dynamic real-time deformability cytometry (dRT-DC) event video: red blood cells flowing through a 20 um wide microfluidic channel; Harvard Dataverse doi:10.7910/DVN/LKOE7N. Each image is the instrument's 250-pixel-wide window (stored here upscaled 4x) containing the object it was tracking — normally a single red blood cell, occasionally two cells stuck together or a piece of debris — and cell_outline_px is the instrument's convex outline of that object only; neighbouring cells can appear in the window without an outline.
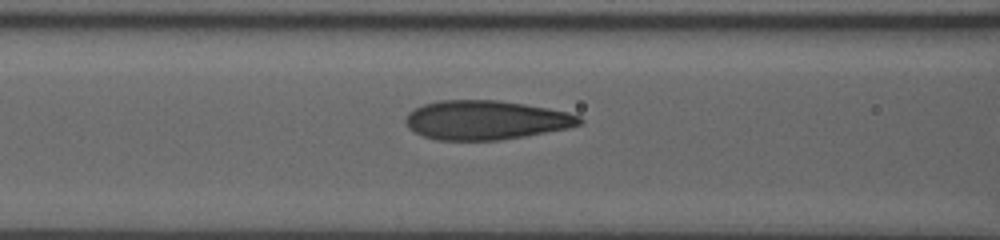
{"species": "human", "species_latin": "Homo sapiens", "temperature_condition": "room temperature", "stored_images_in_passage": 19, "camera_frame_rate_fps": 3000, "um_per_image_px": 0.085, "donor": {"sex": "male"}, "frame": {"image": 1, "passage_image": 17, "time_ms": 7.667, "image_size_px": [1000, 240], "cell_outline_px": [[584, 120], [580, 124], [568, 128], [524, 136], [500, 140], [436, 140], [424, 136], [408, 128], [404, 120], [408, 112], [424, 104], [440, 100], [500, 100], [548, 108], [568, 112], [580, 116]], "centroid_in_image_um": [41.29, 10.2], "position_along_channel_um": 125.3, "area_um2": 39.65}}